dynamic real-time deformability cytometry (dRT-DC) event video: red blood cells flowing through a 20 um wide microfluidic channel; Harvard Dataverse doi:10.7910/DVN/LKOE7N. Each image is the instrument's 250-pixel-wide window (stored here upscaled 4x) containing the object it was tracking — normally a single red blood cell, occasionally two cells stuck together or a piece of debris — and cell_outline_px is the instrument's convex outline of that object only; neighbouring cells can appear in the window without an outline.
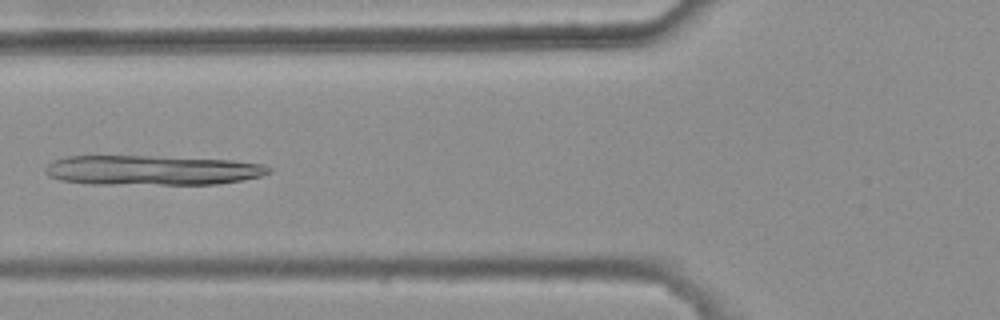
{"species": "common noctule bat (a hibernating species)", "species_latin": "Nyctalus noctula", "temperature_condition": "warm", "stored_images_in_passage": 5, "camera_frame_rate_fps": 3000, "um_per_image_px": 0.085, "animal": {"sex": "female", "body_mass_g": 25.1}, "frame": {"image": 1, "passage_image": 5, "time_ms": 1.333, "image_size_px": [1000, 320], "cell_outline_px": [[272, 172], [260, 176], [244, 180], [216, 184], [88, 184], [60, 180], [48, 176], [44, 172], [44, 168], [48, 164], [64, 156], [148, 156], [232, 160], [264, 164], [272, 168]], "centroid_in_image_um": [12.92, 14.47], "position_along_channel_um": 112.9, "area_um2": 39.02}}